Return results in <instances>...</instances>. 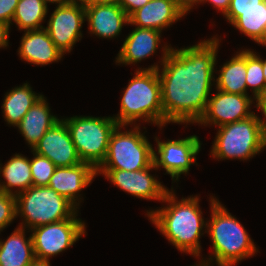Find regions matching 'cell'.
Instances as JSON below:
<instances>
[{"label":"cell","mask_w":266,"mask_h":266,"mask_svg":"<svg viewBox=\"0 0 266 266\" xmlns=\"http://www.w3.org/2000/svg\"><path fill=\"white\" fill-rule=\"evenodd\" d=\"M219 39L203 40L181 49L163 47L161 85L163 126L198 123L206 111ZM214 79V80H213Z\"/></svg>","instance_id":"1"},{"label":"cell","mask_w":266,"mask_h":266,"mask_svg":"<svg viewBox=\"0 0 266 266\" xmlns=\"http://www.w3.org/2000/svg\"><path fill=\"white\" fill-rule=\"evenodd\" d=\"M199 197L176 200L175 194L168 191L162 202H168L165 208L147 212L149 219L166 236L170 243L182 252L200 256V236L207 222L199 209Z\"/></svg>","instance_id":"2"},{"label":"cell","mask_w":266,"mask_h":266,"mask_svg":"<svg viewBox=\"0 0 266 266\" xmlns=\"http://www.w3.org/2000/svg\"><path fill=\"white\" fill-rule=\"evenodd\" d=\"M158 65L136 70L123 92L120 113L113 117L118 125L126 126L145 119L163 126V107Z\"/></svg>","instance_id":"3"},{"label":"cell","mask_w":266,"mask_h":266,"mask_svg":"<svg viewBox=\"0 0 266 266\" xmlns=\"http://www.w3.org/2000/svg\"><path fill=\"white\" fill-rule=\"evenodd\" d=\"M211 221L207 230L213 242V257L218 266H233L257 252L245 228L221 203L211 198Z\"/></svg>","instance_id":"4"},{"label":"cell","mask_w":266,"mask_h":266,"mask_svg":"<svg viewBox=\"0 0 266 266\" xmlns=\"http://www.w3.org/2000/svg\"><path fill=\"white\" fill-rule=\"evenodd\" d=\"M15 197L16 216H22L25 221L19 227L24 229L28 226L31 230L77 216V207L49 186L32 185L26 191L15 194Z\"/></svg>","instance_id":"5"},{"label":"cell","mask_w":266,"mask_h":266,"mask_svg":"<svg viewBox=\"0 0 266 266\" xmlns=\"http://www.w3.org/2000/svg\"><path fill=\"white\" fill-rule=\"evenodd\" d=\"M266 147V134L255 114L219 127L211 155L218 159L248 160Z\"/></svg>","instance_id":"6"},{"label":"cell","mask_w":266,"mask_h":266,"mask_svg":"<svg viewBox=\"0 0 266 266\" xmlns=\"http://www.w3.org/2000/svg\"><path fill=\"white\" fill-rule=\"evenodd\" d=\"M62 120L68 127L80 160L96 170L106 157L110 136L118 125L115 119L75 116Z\"/></svg>","instance_id":"7"},{"label":"cell","mask_w":266,"mask_h":266,"mask_svg":"<svg viewBox=\"0 0 266 266\" xmlns=\"http://www.w3.org/2000/svg\"><path fill=\"white\" fill-rule=\"evenodd\" d=\"M117 125L112 132L106 157L97 169H119L139 171L153 163V147L146 136L141 134L139 126L134 130L120 132Z\"/></svg>","instance_id":"8"},{"label":"cell","mask_w":266,"mask_h":266,"mask_svg":"<svg viewBox=\"0 0 266 266\" xmlns=\"http://www.w3.org/2000/svg\"><path fill=\"white\" fill-rule=\"evenodd\" d=\"M85 223L76 217L31 229L35 258L49 261L71 247L86 232Z\"/></svg>","instance_id":"9"},{"label":"cell","mask_w":266,"mask_h":266,"mask_svg":"<svg viewBox=\"0 0 266 266\" xmlns=\"http://www.w3.org/2000/svg\"><path fill=\"white\" fill-rule=\"evenodd\" d=\"M157 142L158 156L153 151V163L155 168L163 167L166 173L171 175L172 180L179 179L181 174H187L191 164L196 162V155L199 153L201 143L196 135L179 140H168ZM160 155V156H159Z\"/></svg>","instance_id":"10"},{"label":"cell","mask_w":266,"mask_h":266,"mask_svg":"<svg viewBox=\"0 0 266 266\" xmlns=\"http://www.w3.org/2000/svg\"><path fill=\"white\" fill-rule=\"evenodd\" d=\"M85 20V5H57L45 29L56 47L64 54L70 52L73 45L81 40L80 29Z\"/></svg>","instance_id":"11"},{"label":"cell","mask_w":266,"mask_h":266,"mask_svg":"<svg viewBox=\"0 0 266 266\" xmlns=\"http://www.w3.org/2000/svg\"><path fill=\"white\" fill-rule=\"evenodd\" d=\"M152 169H156L154 163L139 171L96 169V175L103 173L114 185L133 196L162 201L169 190L149 174Z\"/></svg>","instance_id":"12"},{"label":"cell","mask_w":266,"mask_h":266,"mask_svg":"<svg viewBox=\"0 0 266 266\" xmlns=\"http://www.w3.org/2000/svg\"><path fill=\"white\" fill-rule=\"evenodd\" d=\"M217 91V94L209 97L206 111L198 121L199 124L211 123L221 127L255 114L249 110L253 102L250 96L226 93L218 89Z\"/></svg>","instance_id":"13"},{"label":"cell","mask_w":266,"mask_h":266,"mask_svg":"<svg viewBox=\"0 0 266 266\" xmlns=\"http://www.w3.org/2000/svg\"><path fill=\"white\" fill-rule=\"evenodd\" d=\"M32 152L47 157L56 167H70L82 163L68 127L62 119L43 135Z\"/></svg>","instance_id":"14"},{"label":"cell","mask_w":266,"mask_h":266,"mask_svg":"<svg viewBox=\"0 0 266 266\" xmlns=\"http://www.w3.org/2000/svg\"><path fill=\"white\" fill-rule=\"evenodd\" d=\"M95 176L96 170L84 162L70 167H56L48 186L77 207L78 193L88 187Z\"/></svg>","instance_id":"15"},{"label":"cell","mask_w":266,"mask_h":266,"mask_svg":"<svg viewBox=\"0 0 266 266\" xmlns=\"http://www.w3.org/2000/svg\"><path fill=\"white\" fill-rule=\"evenodd\" d=\"M184 15L173 0H151L129 16V24L162 32Z\"/></svg>","instance_id":"16"},{"label":"cell","mask_w":266,"mask_h":266,"mask_svg":"<svg viewBox=\"0 0 266 266\" xmlns=\"http://www.w3.org/2000/svg\"><path fill=\"white\" fill-rule=\"evenodd\" d=\"M85 19L89 31L102 38L118 36L124 23L129 24V16L119 4L85 5Z\"/></svg>","instance_id":"17"},{"label":"cell","mask_w":266,"mask_h":266,"mask_svg":"<svg viewBox=\"0 0 266 266\" xmlns=\"http://www.w3.org/2000/svg\"><path fill=\"white\" fill-rule=\"evenodd\" d=\"M18 52L22 60L42 66L58 62L64 55L53 43L45 27L25 31Z\"/></svg>","instance_id":"18"},{"label":"cell","mask_w":266,"mask_h":266,"mask_svg":"<svg viewBox=\"0 0 266 266\" xmlns=\"http://www.w3.org/2000/svg\"><path fill=\"white\" fill-rule=\"evenodd\" d=\"M161 31L136 27L126 38L116 63L132 64L150 57L159 46Z\"/></svg>","instance_id":"19"},{"label":"cell","mask_w":266,"mask_h":266,"mask_svg":"<svg viewBox=\"0 0 266 266\" xmlns=\"http://www.w3.org/2000/svg\"><path fill=\"white\" fill-rule=\"evenodd\" d=\"M59 121L55 115L50 114L48 103L42 96L16 127L33 149L43 135Z\"/></svg>","instance_id":"20"},{"label":"cell","mask_w":266,"mask_h":266,"mask_svg":"<svg viewBox=\"0 0 266 266\" xmlns=\"http://www.w3.org/2000/svg\"><path fill=\"white\" fill-rule=\"evenodd\" d=\"M226 19L258 44L266 46V0L250 10H228Z\"/></svg>","instance_id":"21"},{"label":"cell","mask_w":266,"mask_h":266,"mask_svg":"<svg viewBox=\"0 0 266 266\" xmlns=\"http://www.w3.org/2000/svg\"><path fill=\"white\" fill-rule=\"evenodd\" d=\"M34 259L32 238H25L24 228L17 227L5 242L0 241V266H29Z\"/></svg>","instance_id":"22"},{"label":"cell","mask_w":266,"mask_h":266,"mask_svg":"<svg viewBox=\"0 0 266 266\" xmlns=\"http://www.w3.org/2000/svg\"><path fill=\"white\" fill-rule=\"evenodd\" d=\"M246 73V50H242L222 66L216 79V89L226 93L248 95Z\"/></svg>","instance_id":"23"},{"label":"cell","mask_w":266,"mask_h":266,"mask_svg":"<svg viewBox=\"0 0 266 266\" xmlns=\"http://www.w3.org/2000/svg\"><path fill=\"white\" fill-rule=\"evenodd\" d=\"M42 96L36 95L27 83L7 92L2 104L5 121L13 126L18 125L29 109Z\"/></svg>","instance_id":"24"},{"label":"cell","mask_w":266,"mask_h":266,"mask_svg":"<svg viewBox=\"0 0 266 266\" xmlns=\"http://www.w3.org/2000/svg\"><path fill=\"white\" fill-rule=\"evenodd\" d=\"M0 173L6 180L3 184L0 183V192L15 195V193L26 191L33 185L30 160L22 154H15L11 157L3 167H0ZM13 187L20 190L13 192L11 189Z\"/></svg>","instance_id":"25"},{"label":"cell","mask_w":266,"mask_h":266,"mask_svg":"<svg viewBox=\"0 0 266 266\" xmlns=\"http://www.w3.org/2000/svg\"><path fill=\"white\" fill-rule=\"evenodd\" d=\"M47 8L42 0H19L12 20L24 32L44 28L41 22L47 15Z\"/></svg>","instance_id":"26"},{"label":"cell","mask_w":266,"mask_h":266,"mask_svg":"<svg viewBox=\"0 0 266 266\" xmlns=\"http://www.w3.org/2000/svg\"><path fill=\"white\" fill-rule=\"evenodd\" d=\"M246 85L251 87L254 98L258 97L266 88L265 77L263 75L262 59L253 51L246 50Z\"/></svg>","instance_id":"27"},{"label":"cell","mask_w":266,"mask_h":266,"mask_svg":"<svg viewBox=\"0 0 266 266\" xmlns=\"http://www.w3.org/2000/svg\"><path fill=\"white\" fill-rule=\"evenodd\" d=\"M33 154L34 158L30 160L33 186H48L56 166L47 157L38 155L35 152H33Z\"/></svg>","instance_id":"28"},{"label":"cell","mask_w":266,"mask_h":266,"mask_svg":"<svg viewBox=\"0 0 266 266\" xmlns=\"http://www.w3.org/2000/svg\"><path fill=\"white\" fill-rule=\"evenodd\" d=\"M16 216V197L0 192V231L5 229Z\"/></svg>","instance_id":"29"},{"label":"cell","mask_w":266,"mask_h":266,"mask_svg":"<svg viewBox=\"0 0 266 266\" xmlns=\"http://www.w3.org/2000/svg\"><path fill=\"white\" fill-rule=\"evenodd\" d=\"M19 0H0V22L10 25Z\"/></svg>","instance_id":"30"},{"label":"cell","mask_w":266,"mask_h":266,"mask_svg":"<svg viewBox=\"0 0 266 266\" xmlns=\"http://www.w3.org/2000/svg\"><path fill=\"white\" fill-rule=\"evenodd\" d=\"M264 0H231L228 10H250L259 7Z\"/></svg>","instance_id":"31"},{"label":"cell","mask_w":266,"mask_h":266,"mask_svg":"<svg viewBox=\"0 0 266 266\" xmlns=\"http://www.w3.org/2000/svg\"><path fill=\"white\" fill-rule=\"evenodd\" d=\"M151 0H120L119 5L123 8L128 16L138 10Z\"/></svg>","instance_id":"32"},{"label":"cell","mask_w":266,"mask_h":266,"mask_svg":"<svg viewBox=\"0 0 266 266\" xmlns=\"http://www.w3.org/2000/svg\"><path fill=\"white\" fill-rule=\"evenodd\" d=\"M256 100V107L257 109L261 110V112H263L264 117L266 118V88L264 89V91L255 98ZM261 123L263 125L265 134H266V119L265 121L263 119H260Z\"/></svg>","instance_id":"33"},{"label":"cell","mask_w":266,"mask_h":266,"mask_svg":"<svg viewBox=\"0 0 266 266\" xmlns=\"http://www.w3.org/2000/svg\"><path fill=\"white\" fill-rule=\"evenodd\" d=\"M177 7L184 13L186 14L194 4L199 3L201 0H173Z\"/></svg>","instance_id":"34"},{"label":"cell","mask_w":266,"mask_h":266,"mask_svg":"<svg viewBox=\"0 0 266 266\" xmlns=\"http://www.w3.org/2000/svg\"><path fill=\"white\" fill-rule=\"evenodd\" d=\"M10 25L0 22V48L8 46Z\"/></svg>","instance_id":"35"},{"label":"cell","mask_w":266,"mask_h":266,"mask_svg":"<svg viewBox=\"0 0 266 266\" xmlns=\"http://www.w3.org/2000/svg\"><path fill=\"white\" fill-rule=\"evenodd\" d=\"M205 1L211 2L214 7L222 11V13L225 15L229 9L231 0H201L200 3Z\"/></svg>","instance_id":"36"},{"label":"cell","mask_w":266,"mask_h":266,"mask_svg":"<svg viewBox=\"0 0 266 266\" xmlns=\"http://www.w3.org/2000/svg\"><path fill=\"white\" fill-rule=\"evenodd\" d=\"M119 3L120 0H88V3L86 5H100V4L115 5Z\"/></svg>","instance_id":"37"},{"label":"cell","mask_w":266,"mask_h":266,"mask_svg":"<svg viewBox=\"0 0 266 266\" xmlns=\"http://www.w3.org/2000/svg\"><path fill=\"white\" fill-rule=\"evenodd\" d=\"M29 266H50V262L47 260L34 259Z\"/></svg>","instance_id":"38"},{"label":"cell","mask_w":266,"mask_h":266,"mask_svg":"<svg viewBox=\"0 0 266 266\" xmlns=\"http://www.w3.org/2000/svg\"><path fill=\"white\" fill-rule=\"evenodd\" d=\"M46 5H47V3L49 2H51V3H56V4H58V6H60V5H65L66 4V0H42Z\"/></svg>","instance_id":"39"},{"label":"cell","mask_w":266,"mask_h":266,"mask_svg":"<svg viewBox=\"0 0 266 266\" xmlns=\"http://www.w3.org/2000/svg\"><path fill=\"white\" fill-rule=\"evenodd\" d=\"M68 3L86 5L88 0H66V4Z\"/></svg>","instance_id":"40"},{"label":"cell","mask_w":266,"mask_h":266,"mask_svg":"<svg viewBox=\"0 0 266 266\" xmlns=\"http://www.w3.org/2000/svg\"><path fill=\"white\" fill-rule=\"evenodd\" d=\"M262 66H263V75L265 77V82H266V60H262Z\"/></svg>","instance_id":"41"}]
</instances>
